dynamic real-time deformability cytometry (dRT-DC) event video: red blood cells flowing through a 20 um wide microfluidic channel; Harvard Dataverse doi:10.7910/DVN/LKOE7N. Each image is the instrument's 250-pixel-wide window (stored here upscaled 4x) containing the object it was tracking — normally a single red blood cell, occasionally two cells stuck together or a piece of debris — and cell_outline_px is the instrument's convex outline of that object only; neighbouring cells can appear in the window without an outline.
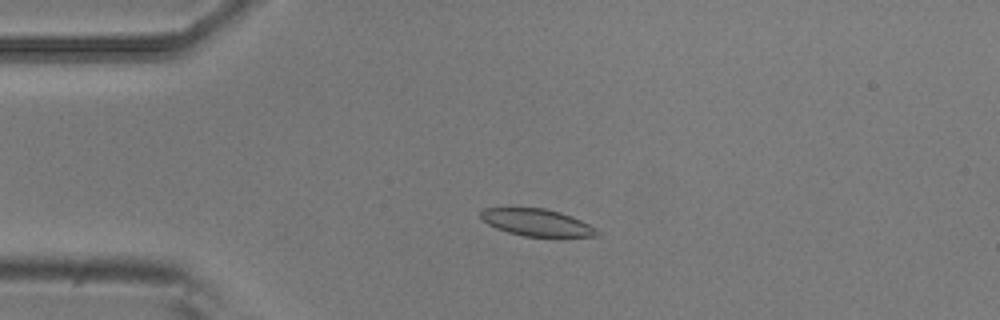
{"species": "common noctule bat (a hibernating species)", "species_latin": "Nyctalus noctula", "temperature_condition": "room temperature", "stored_images_in_passage": 10, "camera_frame_rate_fps": 3000, "um_per_image_px": 0.085, "animal": {"sex": "male", "body_mass_g": 20.5, "forearm_length_mm": 52.5}, "frame": {"image": 1, "passage_image": 4, "time_ms": 1.0, "image_size_px": [1000, 320], "cell_outline_px": [[600, 236], [524, 236], [508, 232], [496, 228], [488, 224], [480, 216], [480, 212], [484, 208], [544, 208], [560, 212], [572, 216], [596, 228], [600, 232]], "centroid_in_image_um": [45.64, 18.91], "position_along_channel_um": 39.4, "area_um2": 18.15}}
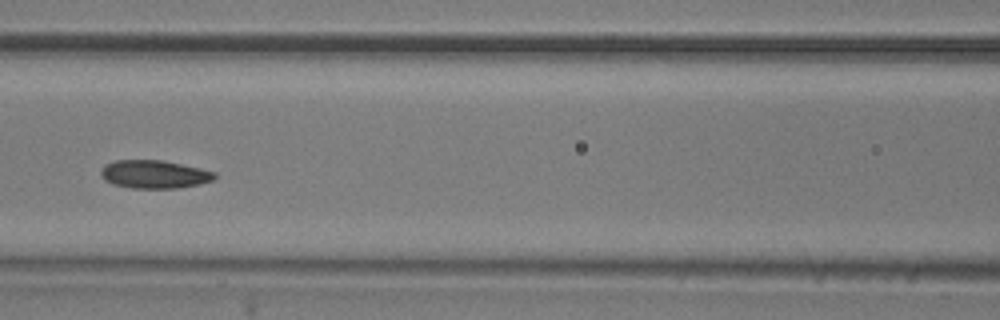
{"frame": {"image": 2, "passage_image": 7, "time_ms": 2.0, "image_size_px": [1000, 320], "cell_outline_px": [[216, 176], [212, 180], [200, 184], [176, 188], [132, 188], [112, 184], [104, 180], [100, 176], [100, 172], [104, 164], [116, 160], [160, 160], [200, 168], [216, 172]], "centroid_in_image_um": [13.07, 14.81], "position_along_channel_um": 153.5, "area_um2": 18.67}}
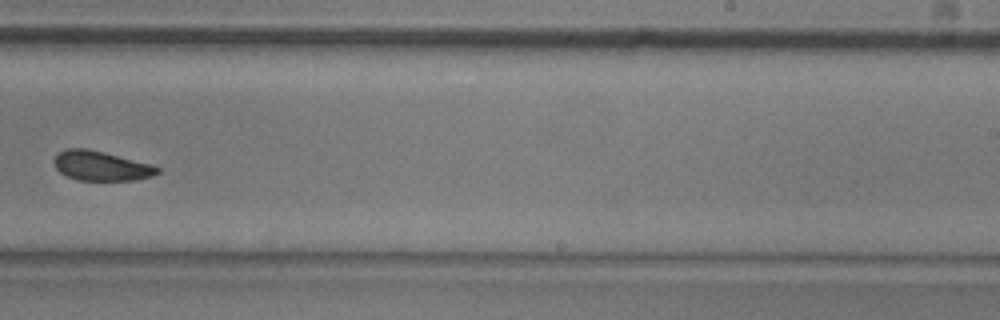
{"frame": {"image": 3, "passage_image": 10, "time_ms": 3.0, "image_size_px": [1000, 320], "cell_outline_px": [[160, 172], [152, 176], [132, 180], [80, 180], [68, 176], [60, 172], [56, 168], [52, 160], [60, 152], [68, 148], [88, 148], [152, 164], [160, 168]], "centroid_in_image_um": [8.6, 14.09], "position_along_channel_um": 280.4, "area_um2": 17.74}}